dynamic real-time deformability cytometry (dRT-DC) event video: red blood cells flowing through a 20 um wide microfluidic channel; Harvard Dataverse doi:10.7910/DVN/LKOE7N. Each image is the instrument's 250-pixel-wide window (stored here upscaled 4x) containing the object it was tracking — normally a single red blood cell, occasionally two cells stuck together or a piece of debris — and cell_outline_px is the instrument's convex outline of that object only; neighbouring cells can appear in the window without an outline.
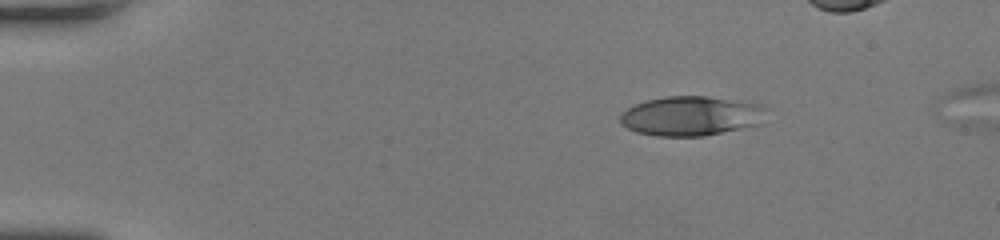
{"species": "human", "species_latin": "Homo sapiens", "temperature_condition": "room temperature", "stored_images_in_passage": 45, "camera_frame_rate_fps": 3000, "um_per_image_px": 0.085, "donor": {"sex": "female"}, "frame": {"image": 1, "passage_image": 8, "time_ms": 2.333, "image_size_px": [1000, 240], "cell_outline_px": [[768, 108], [764, 124], [704, 136], [656, 136], [636, 132], [620, 124], [620, 116], [628, 108], [636, 104], [648, 100], [668, 96], [708, 96], [764, 104]], "centroid_in_image_um": [58.84, 9.86], "position_along_channel_um": 26.2, "area_um2": 34.16}}
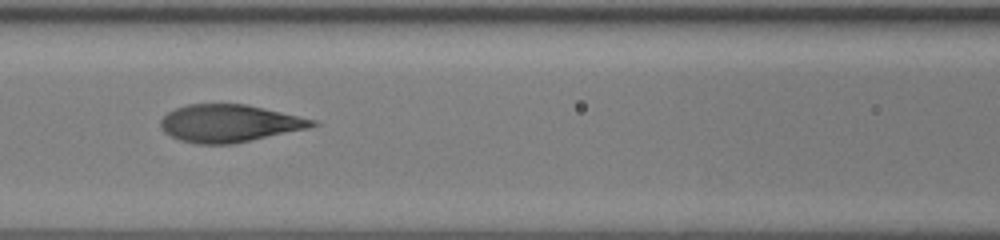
{"frame": {"image": 2, "passage_image": 23, "time_ms": 7.333, "image_size_px": [1000, 240], "cell_outline_px": [[320, 124], [308, 128], [232, 144], [196, 144], [180, 140], [164, 132], [160, 128], [160, 120], [168, 112], [176, 108], [188, 104], [244, 104], [264, 108], [316, 120]], "centroid_in_image_um": [19.47, 10.48], "position_along_channel_um": 147.1, "area_um2": 32.95}}
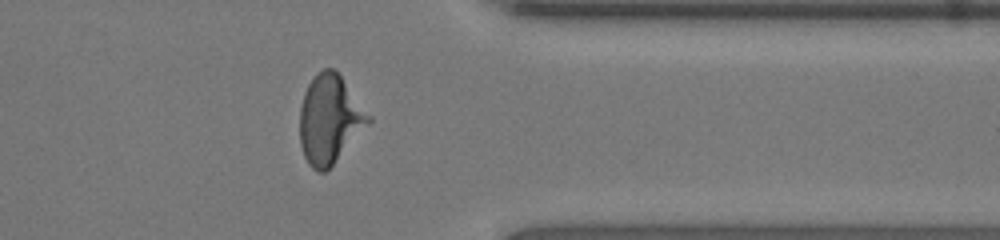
{"frame": {"image": 3, "passage_image": 40, "time_ms": 13.0, "image_size_px": [1000, 240], "cell_outline_px": [[372, 120], [332, 164], [324, 172], [316, 172], [308, 164], [304, 156], [300, 144], [300, 108], [304, 92], [308, 84], [316, 72], [324, 68], [332, 68], [340, 76], [372, 116]], "centroid_in_image_um": [28.0, 10.13], "position_along_channel_um": 383.4, "area_um2": 35.08}}